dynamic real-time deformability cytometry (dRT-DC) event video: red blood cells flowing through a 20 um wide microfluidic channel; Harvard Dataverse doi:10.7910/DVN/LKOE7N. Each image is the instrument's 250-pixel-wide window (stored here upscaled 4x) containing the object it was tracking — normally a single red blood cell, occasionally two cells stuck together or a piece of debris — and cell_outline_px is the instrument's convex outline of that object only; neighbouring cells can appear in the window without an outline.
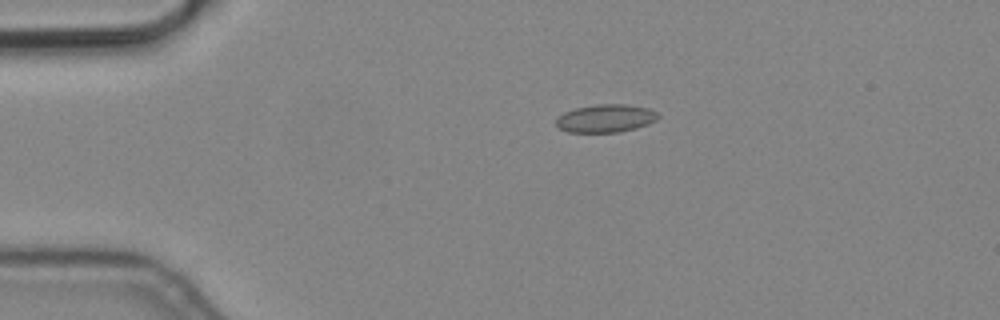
{"species": "common noctule bat (a hibernating species)", "species_latin": "Nyctalus noctula", "temperature_condition": "cold", "stored_images_in_passage": 5, "camera_frame_rate_fps": 3000, "um_per_image_px": 0.085, "animal": {"sex": "male", "body_mass_g": 19.2, "forearm_length_mm": 51.8}, "frame": {"image": 1, "passage_image": 3, "time_ms": 0.667, "image_size_px": [1000, 320], "cell_outline_px": [[660, 116], [656, 120], [648, 124], [636, 128], [620, 132], [568, 132], [560, 128], [556, 124], [556, 120], [564, 112], [576, 108], [596, 104], [628, 104], [648, 108], [656, 112]], "centroid_in_image_um": [51.51, 10.05], "position_along_channel_um": 33.5, "area_um2": 16.59}}
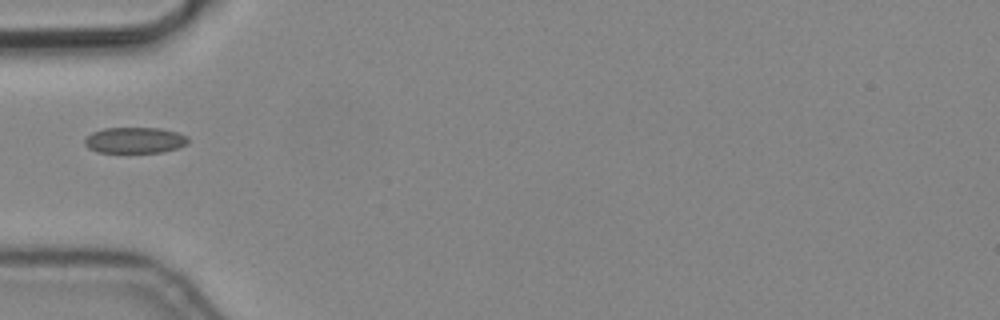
{"frame": {"image": 2, "passage_image": 5, "time_ms": 1.333, "image_size_px": [1000, 320], "cell_outline_px": [[188, 144], [176, 148], [160, 152], [96, 152], [88, 148], [84, 144], [84, 140], [92, 132], [104, 128], [160, 128], [176, 132], [188, 136]], "centroid_in_image_um": [11.44, 11.91], "position_along_channel_um": 73.6, "area_um2": 15.61}}